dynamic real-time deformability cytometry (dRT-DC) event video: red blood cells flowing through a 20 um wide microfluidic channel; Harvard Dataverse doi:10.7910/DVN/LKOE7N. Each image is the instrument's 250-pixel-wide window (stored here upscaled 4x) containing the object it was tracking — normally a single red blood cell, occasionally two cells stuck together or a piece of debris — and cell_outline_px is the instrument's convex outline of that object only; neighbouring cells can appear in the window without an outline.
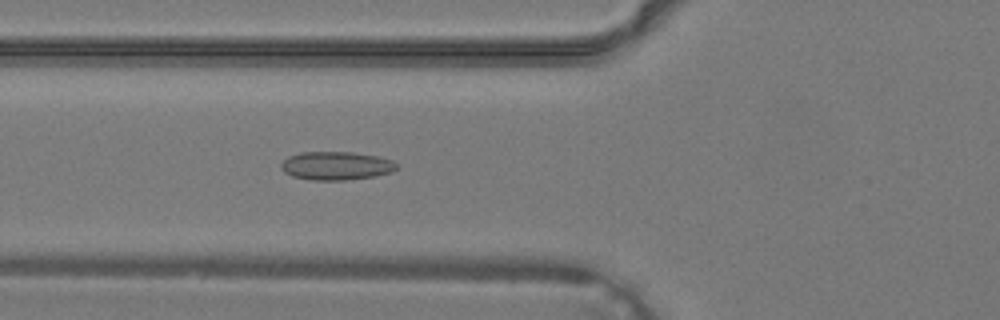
{"species": "common noctule bat (a hibernating species)", "species_latin": "Nyctalus noctula", "temperature_condition": "warm", "stored_images_in_passage": 39, "camera_frame_rate_fps": 3000, "um_per_image_px": 0.085, "animal": {"sex": "male", "body_mass_g": 19.2, "forearm_length_mm": 51.8}, "frame": {"image": 1, "passage_image": 15, "time_ms": 4.667, "image_size_px": [1000, 320], "cell_outline_px": [[396, 168], [392, 172], [376, 176], [344, 180], [312, 180], [292, 176], [284, 172], [280, 168], [280, 164], [288, 156], [300, 152], [352, 152], [376, 156], [392, 160], [396, 164]], "centroid_in_image_um": [28.54, 14.09], "position_along_channel_um": 97.3, "area_um2": 19.13}}
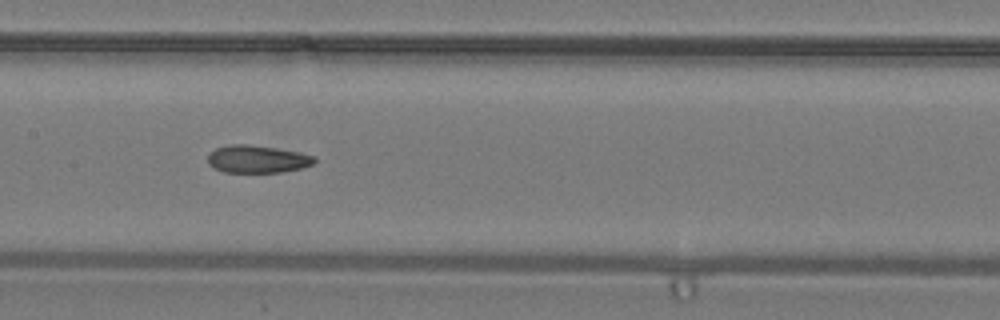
{"frame": {"image": 2, "passage_image": 20, "time_ms": 6.333, "image_size_px": [1000, 320], "cell_outline_px": [[316, 160], [312, 164], [300, 168], [280, 172], [224, 172], [208, 164], [208, 152], [216, 148], [228, 144], [248, 144], [276, 148], [300, 152], [316, 156]], "centroid_in_image_um": [21.85, 13.51], "position_along_channel_um": 185.5, "area_um2": 17.17}}
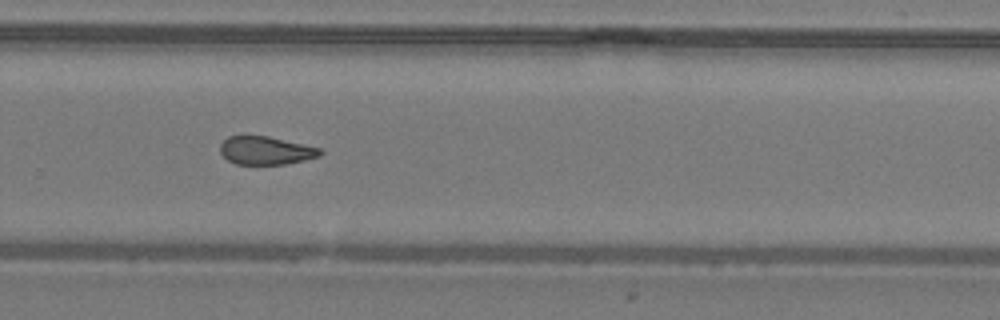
{"frame": {"image": 3, "passage_image": 27, "time_ms": 8.667, "image_size_px": [1000, 320], "cell_outline_px": [[324, 152], [320, 156], [304, 160], [284, 164], [236, 164], [228, 160], [220, 152], [220, 144], [228, 136], [268, 136], [304, 144], [320, 148]], "centroid_in_image_um": [22.6, 12.79], "position_along_channel_um": 307.2, "area_um2": 16.36}}